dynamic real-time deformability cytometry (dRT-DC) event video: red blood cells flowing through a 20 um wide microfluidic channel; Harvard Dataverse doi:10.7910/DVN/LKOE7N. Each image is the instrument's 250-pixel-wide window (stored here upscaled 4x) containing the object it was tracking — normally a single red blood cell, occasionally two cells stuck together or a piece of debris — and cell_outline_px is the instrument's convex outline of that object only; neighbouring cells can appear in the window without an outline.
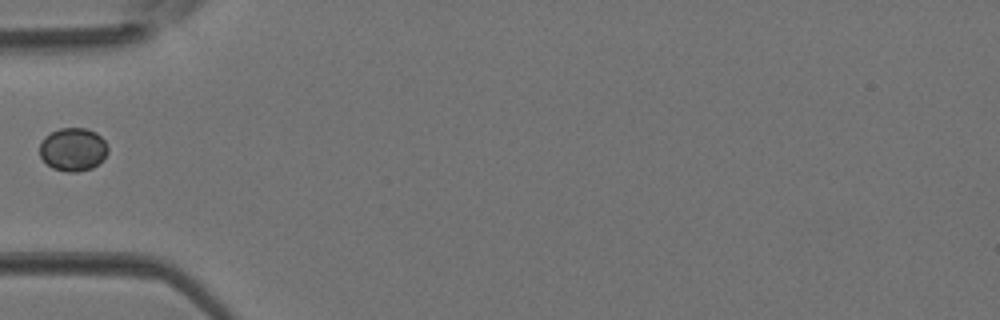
{"species": "Egyptian fruit bat (a non-hibernating species)", "species_latin": "Rousettus aegyptiacus", "temperature_condition": "room temperature", "stored_images_in_passage": 1, "camera_frame_rate_fps": 3000, "um_per_image_px": 0.085, "animal": {"sex": "female"}, "frame": {"image": 1, "passage_image": 1, "time_ms": 0.0, "image_size_px": [1000, 320], "cell_outline_px": [[108, 152], [92, 168], [76, 172], [68, 172], [52, 168], [40, 156], [40, 144], [44, 136], [60, 128], [88, 128], [96, 132], [104, 140], [108, 148]], "centroid_in_image_um": [6.19, 12.68], "position_along_channel_um": 78.8, "area_um2": 17.05}}